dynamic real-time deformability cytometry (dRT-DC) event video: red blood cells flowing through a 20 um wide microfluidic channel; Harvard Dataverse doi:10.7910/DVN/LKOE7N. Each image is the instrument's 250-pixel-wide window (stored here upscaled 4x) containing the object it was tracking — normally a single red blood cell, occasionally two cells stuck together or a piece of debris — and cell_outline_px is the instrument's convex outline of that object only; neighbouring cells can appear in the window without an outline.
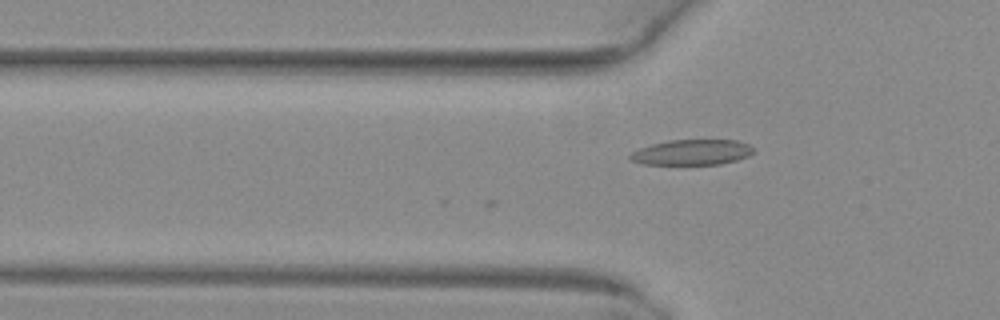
{"species": "common noctule bat (a hibernating species)", "species_latin": "Nyctalus noctula", "temperature_condition": "warm", "stored_images_in_passage": 4, "camera_frame_rate_fps": 3000, "um_per_image_px": 0.085, "animal": {"sex": "female", "body_mass_g": 29.2, "forearm_length_mm": 56.3}, "frame": {"image": 1, "passage_image": 4, "time_ms": 1.0, "image_size_px": [1000, 320], "cell_outline_px": [[756, 152], [748, 156], [736, 160], [720, 164], [644, 164], [632, 160], [628, 156], [632, 152], [640, 148], [652, 144], [668, 140], [736, 140], [748, 144]], "centroid_in_image_um": [58.84, 12.94], "position_along_channel_um": 67.0, "area_um2": 18.15}}